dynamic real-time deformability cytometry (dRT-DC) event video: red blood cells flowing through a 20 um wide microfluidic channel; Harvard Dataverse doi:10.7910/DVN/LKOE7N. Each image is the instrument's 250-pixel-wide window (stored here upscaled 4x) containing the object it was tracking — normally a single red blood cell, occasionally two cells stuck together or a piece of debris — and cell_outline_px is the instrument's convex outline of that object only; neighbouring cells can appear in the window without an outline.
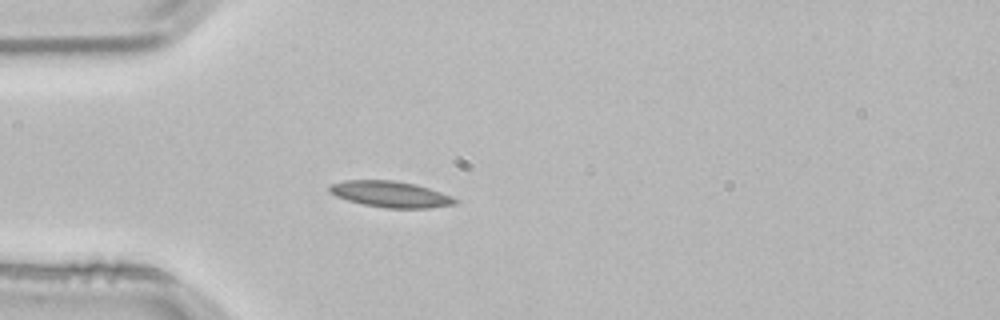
{"species": "common noctule bat (a hibernating species)", "species_latin": "Nyctalus noctula", "temperature_condition": "room temperature", "stored_images_in_passage": 44, "camera_frame_rate_fps": 3000, "um_per_image_px": 0.085, "animal": {"sex": "male", "body_mass_g": 21.5, "forearm_length_mm": 52.0}, "frame": {"image": 1, "passage_image": 6, "time_ms": 1.667, "image_size_px": [1000, 320], "cell_outline_px": [[460, 200], [456, 204], [428, 208], [384, 208], [364, 204], [348, 200], [336, 196], [328, 192], [328, 184], [344, 180], [396, 180], [416, 184], [452, 196]], "centroid_in_image_um": [33.18, 16.5], "position_along_channel_um": 51.8, "area_um2": 19.31}}
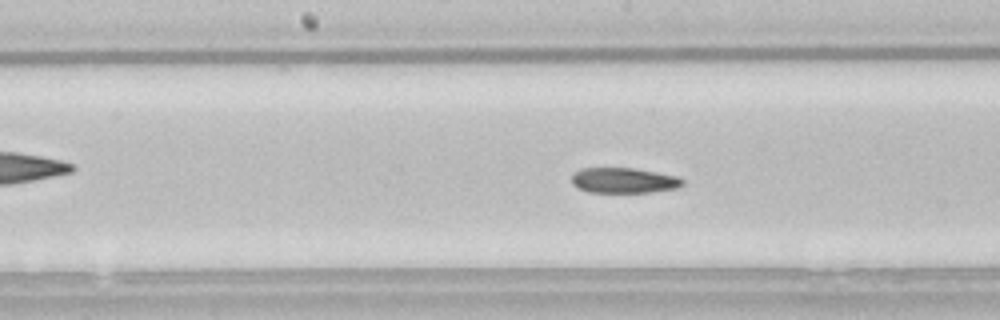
{"frame": {"image": 2, "passage_image": 18, "time_ms": 5.667, "image_size_px": [1000, 320], "cell_outline_px": [[684, 184], [676, 188], [652, 192], [588, 192], [576, 188], [572, 184], [572, 172], [580, 168], [632, 168], [680, 176], [684, 180]], "centroid_in_image_um": [53.0, 15.33], "position_along_channel_um": 195.2, "area_um2": 16.59}}
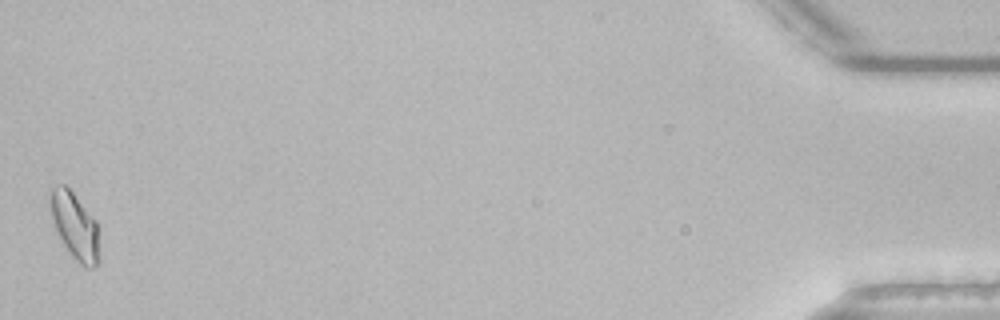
{"frame": {"image": 3, "passage_image": 44, "time_ms": 14.333, "image_size_px": [1000, 320], "cell_outline_px": [[100, 260], [92, 268], [84, 268], [72, 256], [64, 244], [56, 228], [52, 216], [48, 200], [52, 188], [60, 184], [64, 184], [72, 192], [96, 220]], "centroid_in_image_um": [6.37, 19.22], "position_along_channel_um": 428.8, "area_um2": 18.79}}